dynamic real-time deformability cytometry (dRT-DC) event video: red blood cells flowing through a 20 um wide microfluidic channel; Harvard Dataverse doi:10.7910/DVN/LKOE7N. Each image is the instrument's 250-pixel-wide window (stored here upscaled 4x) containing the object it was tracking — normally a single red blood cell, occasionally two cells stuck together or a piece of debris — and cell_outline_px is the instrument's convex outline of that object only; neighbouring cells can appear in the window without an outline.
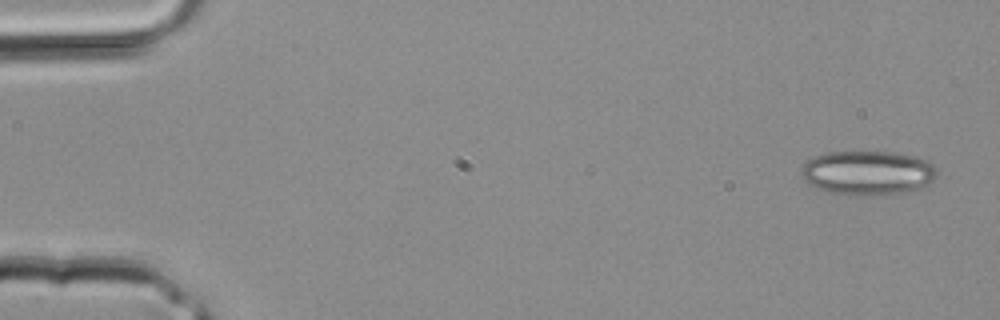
{"species": "common noctule bat (a hibernating species)", "species_latin": "Nyctalus noctula", "temperature_condition": "room temperature", "stored_images_in_passage": 3, "camera_frame_rate_fps": 3000, "um_per_image_px": 0.085, "animal": {"sex": "male", "body_mass_g": 20.4}, "frame": {"image": 1, "passage_image": 1, "time_ms": 0.0, "image_size_px": [1000, 320], "cell_outline_px": [[940, 172], [928, 184], [920, 188], [904, 192], [884, 196], [848, 196], [832, 192], [808, 184], [804, 180], [800, 172], [804, 164], [808, 160], [816, 156], [828, 152], [896, 152], [916, 156], [932, 164]], "centroid_in_image_um": [73.78, 14.71], "position_along_channel_um": 11.2, "area_um2": 35.37}}
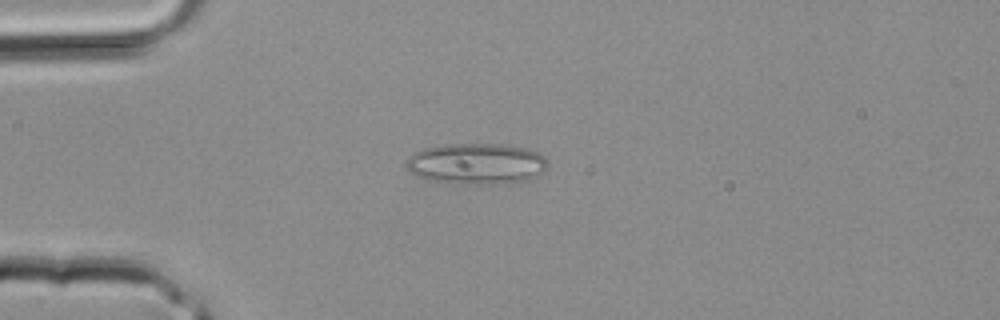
{"frame": {"image": 2, "passage_image": 3, "time_ms": 0.667, "image_size_px": [1000, 320], "cell_outline_px": [[548, 164], [544, 172], [528, 180], [504, 184], [468, 184], [432, 180], [416, 176], [404, 164], [408, 156], [412, 152], [424, 148], [444, 144], [500, 144], [528, 148], [540, 152], [544, 156]], "centroid_in_image_um": [40.52, 13.91], "position_along_channel_um": 44.5, "area_um2": 34.22}}